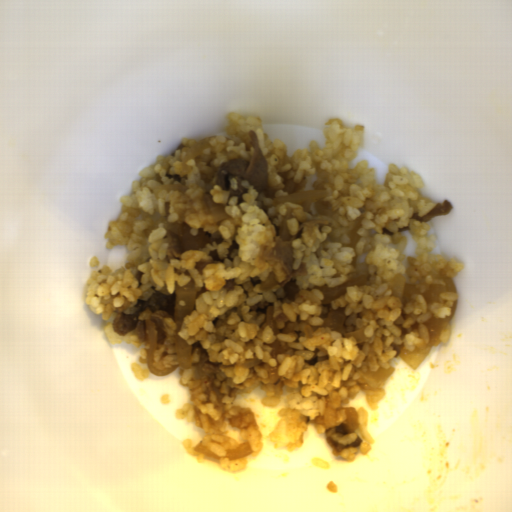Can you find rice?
<instances>
[{"label":"rice","instance_id":"obj_1","mask_svg":"<svg viewBox=\"0 0 512 512\" xmlns=\"http://www.w3.org/2000/svg\"><path fill=\"white\" fill-rule=\"evenodd\" d=\"M226 135L194 138L181 137L184 147L173 156L156 155L154 163L141 168L132 180L129 195H121L117 219L107 221L103 235L106 249H126L125 266L114 271L102 265L88 274L85 303L93 314L109 320L117 311L138 314L139 322L127 335L120 336L112 323L102 330L111 345L124 341L140 348L137 361L129 368L137 382L151 376L147 367L145 320L157 328V347L152 366L159 370L177 366L179 360L176 336L191 346V368L183 371L181 382L187 387L189 400L174 410V419H185L204 431L203 446L220 457L223 471H247L250 459L264 450L257 413L250 407L234 405L240 396L250 395L257 387L265 394L261 407L275 408L284 390L290 394L280 418L268 438L275 450L288 453L305 443L309 425L322 435L333 456L355 462L362 452L372 451L375 439L368 430V412L364 406L356 411L359 427L343 435L335 430L346 421V405L363 392L370 411H376L385 398L383 380L372 377L380 367L391 368V360L403 349L427 348L431 335L427 325L433 316H450L458 294L440 293L439 302L427 304L425 294L434 275L453 278L465 268L453 257L447 261L441 254L431 253L437 239L428 235V222H417L414 213L423 217L437 204L423 197L416 188L425 182L416 171L388 164L382 184H376V167L369 161L350 162L365 147V126L346 127L339 117L322 123L325 146L309 141L308 148L287 155L288 147L280 138L272 141L265 133L261 116L245 117L236 111L225 114ZM256 130L262 152L269 164L270 181L264 191L257 192L244 178L230 176L231 189L222 191L214 183L217 167L231 159L250 161L253 143L248 130ZM208 142L211 146L196 155L188 165L192 172L180 178L182 160L190 148ZM160 184H182L185 193L162 191L158 199L154 190ZM327 190L326 198L311 204L308 213L295 203L272 205V198L289 195L296 190ZM212 194L214 203L226 204L233 219L214 221L204 199ZM287 207L294 210L287 220L292 236L293 269L307 262L309 276L292 277L283 286L288 271L276 260L264 259L267 249L275 246L273 236ZM365 212L355 248L349 233L354 219ZM182 222L193 235L203 227L211 235V244L199 250L184 251L179 246ZM419 246L417 258L408 256V267L401 262L408 230ZM274 271L279 284L267 293L259 290L263 279ZM406 284H416L420 294H413L403 308L401 299L391 297L387 283L398 274ZM367 276L362 286H349L345 295L331 304H323L320 289L325 284L334 288L361 275ZM195 282L197 291L194 310L182 321L178 334L175 321L176 282L185 287ZM282 286V287H281ZM346 306V332L363 325L370 341L358 343L355 337L342 338L329 327H322L330 307ZM144 346V348H141ZM261 362L250 368L240 364L246 359ZM362 439L358 448L347 447L336 452L332 440L347 445ZM255 452L235 461L222 458L226 449H237L244 442Z\"/></svg>","mask_w":512,"mask_h":512},{"label":"rice","instance_id":"obj_2","mask_svg":"<svg viewBox=\"0 0 512 512\" xmlns=\"http://www.w3.org/2000/svg\"><path fill=\"white\" fill-rule=\"evenodd\" d=\"M184 450L187 452L189 456L195 457L196 461L200 464H204L205 456L203 453L194 451L195 447L193 445V441L190 438H184L180 440Z\"/></svg>","mask_w":512,"mask_h":512},{"label":"rice","instance_id":"obj_3","mask_svg":"<svg viewBox=\"0 0 512 512\" xmlns=\"http://www.w3.org/2000/svg\"><path fill=\"white\" fill-rule=\"evenodd\" d=\"M451 335H452V326L449 322L448 324H445L443 326V328L441 329L438 339L441 343L446 344L447 342H449Z\"/></svg>","mask_w":512,"mask_h":512},{"label":"rice","instance_id":"obj_4","mask_svg":"<svg viewBox=\"0 0 512 512\" xmlns=\"http://www.w3.org/2000/svg\"><path fill=\"white\" fill-rule=\"evenodd\" d=\"M159 401L162 405H171L172 399L170 398V393L160 395Z\"/></svg>","mask_w":512,"mask_h":512},{"label":"rice","instance_id":"obj_5","mask_svg":"<svg viewBox=\"0 0 512 512\" xmlns=\"http://www.w3.org/2000/svg\"><path fill=\"white\" fill-rule=\"evenodd\" d=\"M88 265L93 268V267H99L101 265V263H100L99 258L94 255L93 257L90 258Z\"/></svg>","mask_w":512,"mask_h":512}]
</instances>
